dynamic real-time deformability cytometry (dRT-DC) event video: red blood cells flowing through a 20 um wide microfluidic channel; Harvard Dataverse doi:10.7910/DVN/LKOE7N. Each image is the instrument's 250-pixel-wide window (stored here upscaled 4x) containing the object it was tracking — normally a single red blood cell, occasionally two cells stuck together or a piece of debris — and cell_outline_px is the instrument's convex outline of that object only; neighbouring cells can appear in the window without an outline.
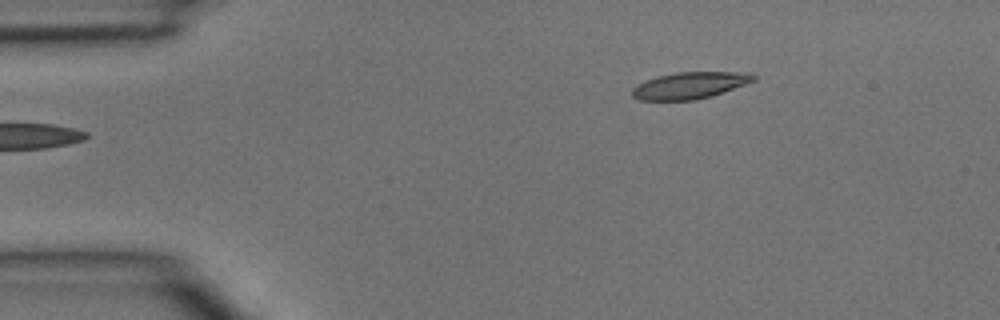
{"species": "common noctule bat (a hibernating species)", "species_latin": "Nyctalus noctula", "temperature_condition": "room temperature", "stored_images_in_passage": 3, "camera_frame_rate_fps": 3000, "um_per_image_px": 0.085, "animal": {"sex": "male", "body_mass_g": 15.6}, "frame": {"image": 1, "passage_image": 3, "time_ms": 0.667, "image_size_px": [1000, 320], "cell_outline_px": [[756, 80], [712, 96], [696, 100], [640, 100], [632, 96], [632, 88], [636, 84], [656, 76], [676, 72], [752, 72], [756, 76]], "centroid_in_image_um": [58.63, 7.25], "position_along_channel_um": 26.4, "area_um2": 19.02}}